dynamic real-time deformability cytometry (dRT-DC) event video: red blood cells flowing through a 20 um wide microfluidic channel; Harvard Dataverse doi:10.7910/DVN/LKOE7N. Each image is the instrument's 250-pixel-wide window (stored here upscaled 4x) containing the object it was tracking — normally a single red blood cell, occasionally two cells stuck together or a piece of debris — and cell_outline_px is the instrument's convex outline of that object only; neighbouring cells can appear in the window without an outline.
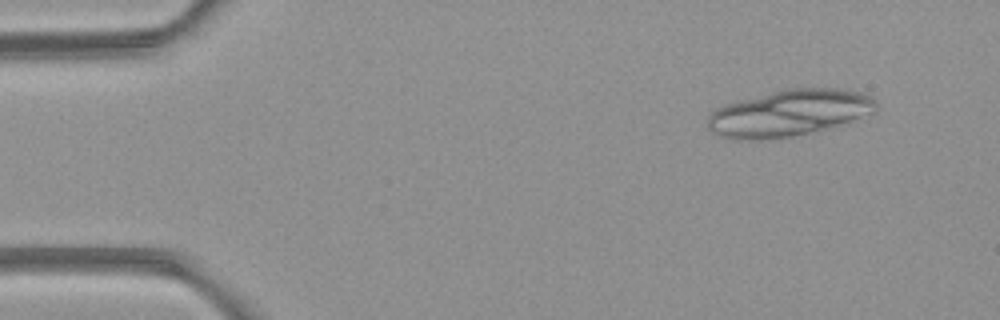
{"species": "common noctule bat (a hibernating species)", "species_latin": "Nyctalus noctula", "temperature_condition": "room temperature", "stored_images_in_passage": 7, "segment_of_instrument_passage": [1, 2], "camera_frame_rate_fps": 3000, "um_per_image_px": 0.085, "animal": {"sex": "female", "body_mass_g": 21.9}, "frame": {"image": 1, "passage_image": 2, "time_ms": 1.0, "image_size_px": [1000, 320], "cell_outline_px": [[876, 108], [872, 112], [824, 128], [792, 136], [756, 140], [732, 140], [720, 136], [712, 132], [708, 128], [708, 116], [716, 108], [724, 104], [736, 100], [788, 88], [836, 88], [860, 92], [872, 96], [876, 100]], "centroid_in_image_um": [66.98, 9.59], "position_along_channel_um": 18.0, "area_um2": 45.08}}